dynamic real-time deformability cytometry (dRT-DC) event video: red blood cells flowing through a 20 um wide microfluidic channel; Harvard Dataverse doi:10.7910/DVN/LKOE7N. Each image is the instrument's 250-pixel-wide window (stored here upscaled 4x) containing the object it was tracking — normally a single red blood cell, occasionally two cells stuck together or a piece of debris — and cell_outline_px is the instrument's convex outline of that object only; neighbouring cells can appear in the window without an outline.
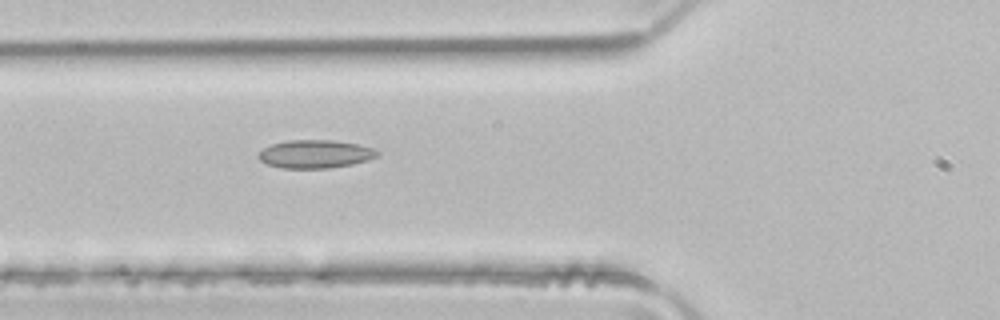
{"species": "common noctule bat (a hibernating species)", "species_latin": "Nyctalus noctula", "temperature_condition": "room temperature", "stored_images_in_passage": 4, "camera_frame_rate_fps": 3000, "um_per_image_px": 0.085, "animal": {"sex": "male", "body_mass_g": 21.5, "forearm_length_mm": 52.0}, "frame": {"image": 1, "passage_image": 4, "time_ms": 1.0, "image_size_px": [1000, 320], "cell_outline_px": [[380, 152], [376, 156], [368, 160], [352, 164], [328, 168], [280, 168], [264, 164], [256, 156], [264, 148], [272, 144], [288, 140], [332, 140], [360, 144], [372, 148]], "centroid_in_image_um": [26.77, 13.09], "position_along_channel_um": 99.0, "area_um2": 19.59}}